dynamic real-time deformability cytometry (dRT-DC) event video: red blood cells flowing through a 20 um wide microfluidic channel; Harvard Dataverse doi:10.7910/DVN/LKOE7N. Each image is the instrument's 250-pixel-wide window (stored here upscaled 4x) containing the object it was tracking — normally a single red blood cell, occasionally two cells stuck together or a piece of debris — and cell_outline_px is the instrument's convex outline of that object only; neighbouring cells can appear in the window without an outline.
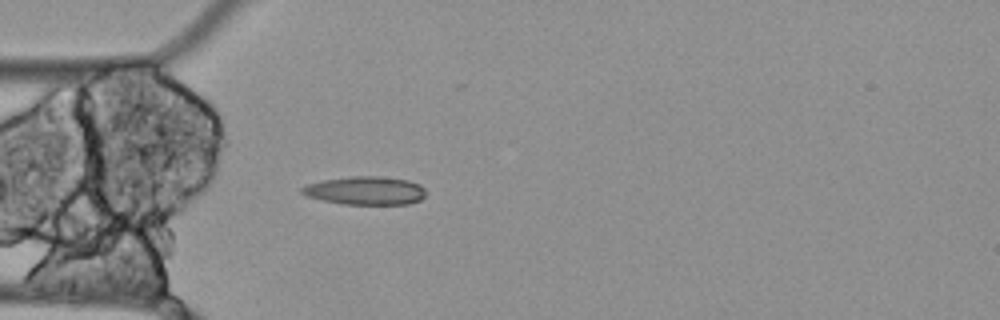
{"species": "Egyptian fruit bat (a non-hibernating species)", "species_latin": "Rousettus aegyptiacus", "temperature_condition": "cold", "stored_images_in_passage": 3, "camera_frame_rate_fps": 3000, "um_per_image_px": 0.085, "animal": {"sex": "female"}, "frame": {"image": 1, "passage_image": 3, "time_ms": 0.667, "image_size_px": [1000, 320], "cell_outline_px": [[424, 196], [420, 200], [408, 204], [344, 204], [320, 200], [308, 196], [300, 192], [300, 188], [308, 184], [324, 180], [352, 176], [380, 176], [408, 180], [420, 184], [424, 188]], "centroid_in_image_um": [31.06, 16.2], "position_along_channel_um": 53.9, "area_um2": 20.4}}